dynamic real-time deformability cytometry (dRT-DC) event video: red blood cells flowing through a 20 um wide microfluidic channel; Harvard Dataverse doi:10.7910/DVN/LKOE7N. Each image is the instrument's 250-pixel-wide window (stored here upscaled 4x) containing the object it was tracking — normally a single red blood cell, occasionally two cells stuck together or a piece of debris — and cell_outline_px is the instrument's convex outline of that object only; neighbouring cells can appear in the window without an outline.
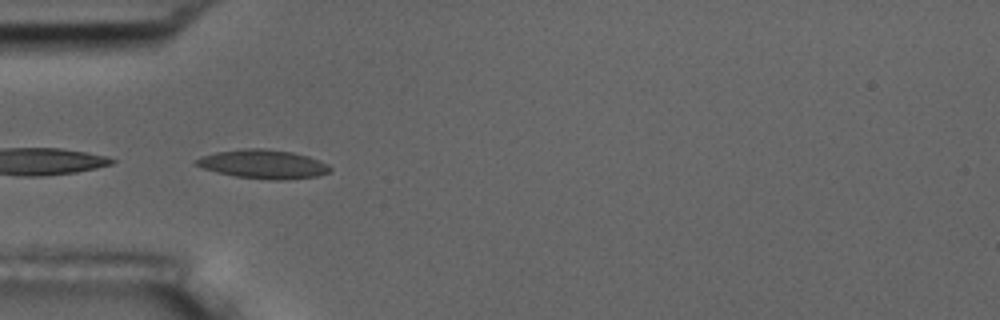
{"species": "common noctule bat (a hibernating species)", "species_latin": "Nyctalus noctula", "temperature_condition": "room temperature", "stored_images_in_passage": 9, "camera_frame_rate_fps": 3000, "um_per_image_px": 0.085, "animal": {"sex": "male", "body_mass_g": 17.5, "forearm_length_mm": 52.3}, "frame": {"image": 1, "passage_image": 1, "time_ms": 0.0, "image_size_px": [1000, 320], "cell_outline_px": [[332, 168], [328, 172], [316, 176], [284, 180], [268, 180], [236, 176], [216, 172], [204, 168], [196, 164], [192, 160], [200, 156], [216, 152], [240, 148], [264, 148], [292, 152], [308, 156], [320, 160], [328, 164]], "centroid_in_image_um": [22.35, 13.94], "position_along_channel_um": 62.6, "area_um2": 22.66}}